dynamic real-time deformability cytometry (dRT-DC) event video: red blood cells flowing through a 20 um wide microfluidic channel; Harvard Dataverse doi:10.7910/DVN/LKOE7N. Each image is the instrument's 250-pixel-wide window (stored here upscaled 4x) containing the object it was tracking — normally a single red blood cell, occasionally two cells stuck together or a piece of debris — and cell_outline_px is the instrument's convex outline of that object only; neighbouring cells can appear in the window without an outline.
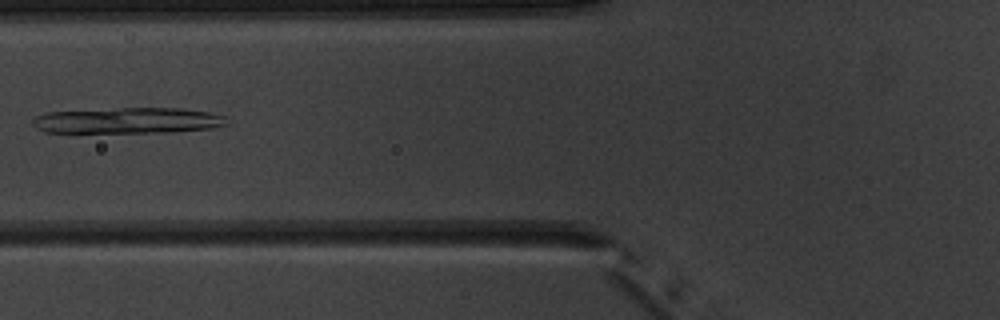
{"species": "common noctule bat (a hibernating species)", "species_latin": "Nyctalus noctula", "temperature_condition": "warm", "stored_images_in_passage": 6, "camera_frame_rate_fps": 3000, "um_per_image_px": 0.085, "animal": {"sex": "male", "body_mass_g": 20.1, "forearm_length_mm": 53.5}, "frame": {"image": 1, "passage_image": 5, "time_ms": 4.667, "image_size_px": [1000, 320], "cell_outline_px": [[228, 124], [212, 128], [172, 132], [44, 132], [36, 128], [32, 124], [32, 120], [36, 116], [48, 112], [116, 108], [180, 108], [212, 112], [224, 116]], "centroid_in_image_um": [10.89, 10.24], "position_along_channel_um": 114.9, "area_um2": 29.3}}
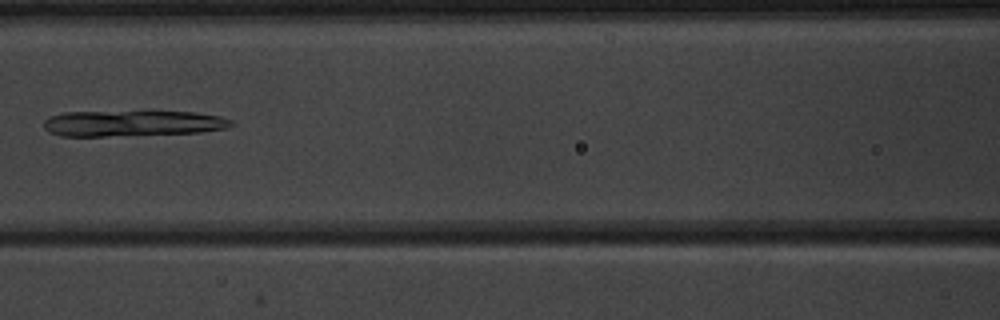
{"frame": {"image": 2, "passage_image": 6, "time_ms": 5.667, "image_size_px": [1000, 320], "cell_outline_px": [[236, 124], [224, 128], [200, 132], [104, 136], [60, 136], [48, 132], [44, 128], [44, 120], [48, 116], [64, 112], [196, 112], [220, 116], [232, 120]], "centroid_in_image_um": [11.23, 10.48], "position_along_channel_um": 155.4, "area_um2": 28.09}}